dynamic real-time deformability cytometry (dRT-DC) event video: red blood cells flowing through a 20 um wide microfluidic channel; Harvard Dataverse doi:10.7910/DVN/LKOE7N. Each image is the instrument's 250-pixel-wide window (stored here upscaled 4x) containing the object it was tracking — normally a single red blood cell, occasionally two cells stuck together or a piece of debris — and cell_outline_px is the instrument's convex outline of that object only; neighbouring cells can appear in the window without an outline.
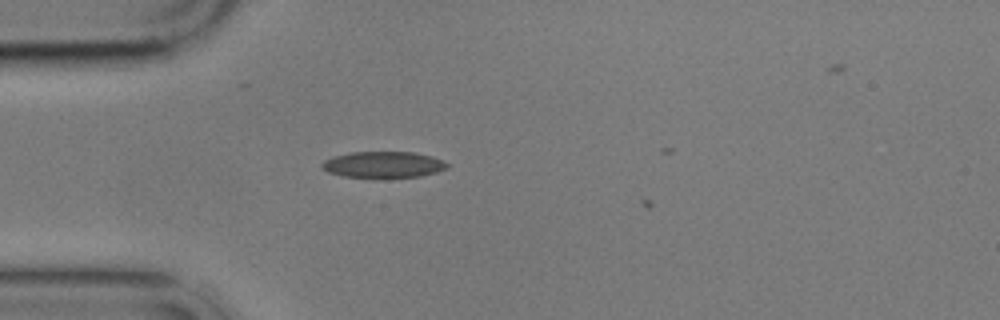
{"species": "common noctule bat (a hibernating species)", "species_latin": "Nyctalus noctula", "temperature_condition": "cold", "stored_images_in_passage": 2, "camera_frame_rate_fps": 3000, "um_per_image_px": 0.085, "animal": {"sex": "male", "body_mass_g": 17.9}, "frame": {"image": 1, "passage_image": 1, "time_ms": 0.0, "image_size_px": [1000, 320], "cell_outline_px": [[448, 168], [436, 172], [420, 176], [344, 176], [328, 172], [320, 168], [320, 164], [324, 160], [332, 156], [348, 152], [412, 152], [432, 156], [444, 160], [448, 164]], "centroid_in_image_um": [32.56, 13.96], "position_along_channel_um": 52.4, "area_um2": 18.9}}